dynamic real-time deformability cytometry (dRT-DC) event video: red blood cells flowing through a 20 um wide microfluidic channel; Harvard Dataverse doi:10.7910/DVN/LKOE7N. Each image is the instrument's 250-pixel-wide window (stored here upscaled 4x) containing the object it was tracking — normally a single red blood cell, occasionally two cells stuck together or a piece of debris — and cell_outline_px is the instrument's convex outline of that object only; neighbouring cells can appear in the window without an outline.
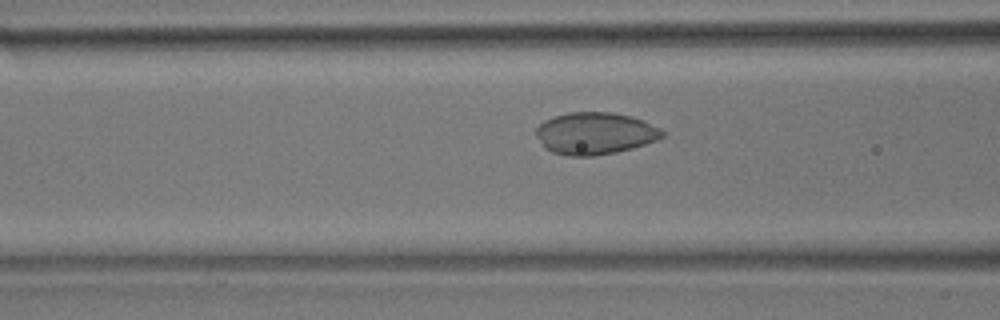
{"species": "common noctule bat (a hibernating species)", "species_latin": "Nyctalus noctula", "temperature_condition": "room temperature", "stored_images_in_passage": 46, "camera_frame_rate_fps": 3000, "um_per_image_px": 0.085, "animal": {"sex": "male", "body_mass_g": 17.9}, "frame": {"image": 1, "passage_image": 15, "time_ms": 4.667, "image_size_px": [1000, 320], "cell_outline_px": [[668, 132], [664, 136], [656, 140], [632, 148], [616, 152], [592, 156], [568, 156], [552, 152], [544, 148], [536, 136], [536, 128], [544, 120], [568, 112], [612, 112], [632, 116], [644, 120]], "centroid_in_image_um": [50.59, 11.33], "position_along_channel_um": 116.0, "area_um2": 31.15}}
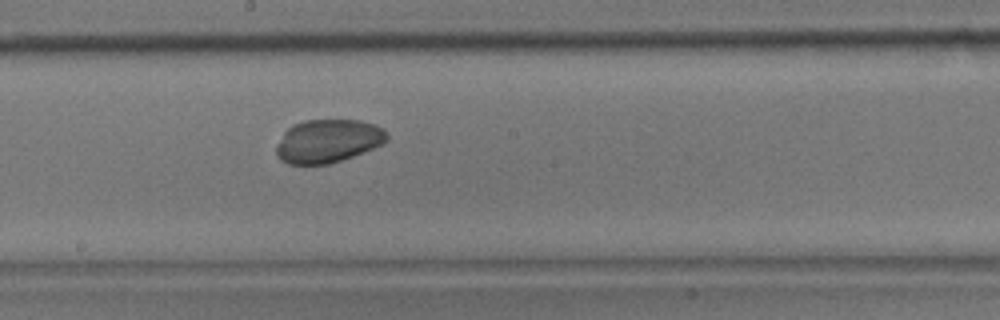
{"frame": {"image": 2, "passage_image": 23, "time_ms": 7.333, "image_size_px": [1000, 320], "cell_outline_px": [[388, 140], [384, 144], [352, 156], [328, 164], [288, 164], [280, 160], [276, 156], [276, 144], [284, 132], [292, 124], [304, 120], [360, 120], [376, 124], [384, 128], [388, 136]], "centroid_in_image_um": [27.87, 11.97], "position_along_channel_um": 220.3, "area_um2": 28.15}}
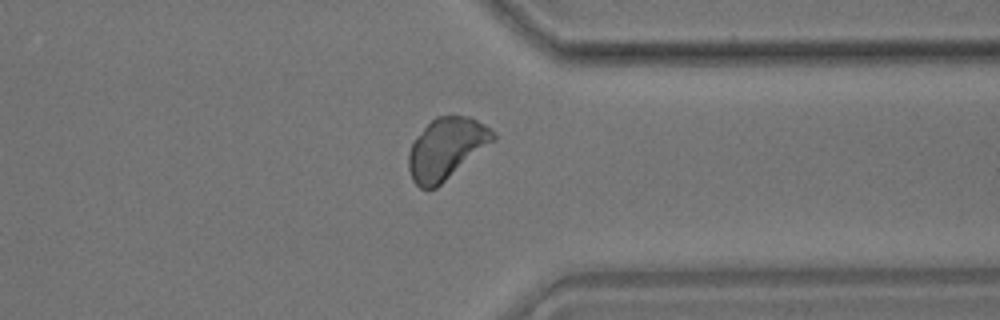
{"frame": {"image": 3, "passage_image": 35, "time_ms": 11.333, "image_size_px": [1000, 320], "cell_outline_px": [[496, 140], [436, 188], [420, 188], [412, 180], [408, 168], [408, 152], [416, 136], [436, 116], [468, 116], [484, 124], [496, 132]], "centroid_in_image_um": [37.94, 12.63], "position_along_channel_um": 373.5, "area_um2": 30.17}, "authors_computed_cell_mechanics": {"area_um2": 29.8826, "velocity_mm_per_s": 3.9082, "shape_relaxation_time_tau1_ms": 2.9767, "shape_relaxation_time_tau2_ms": null, "deformation_change_tau1": 0.098, "deformation_change_tau2": null}}